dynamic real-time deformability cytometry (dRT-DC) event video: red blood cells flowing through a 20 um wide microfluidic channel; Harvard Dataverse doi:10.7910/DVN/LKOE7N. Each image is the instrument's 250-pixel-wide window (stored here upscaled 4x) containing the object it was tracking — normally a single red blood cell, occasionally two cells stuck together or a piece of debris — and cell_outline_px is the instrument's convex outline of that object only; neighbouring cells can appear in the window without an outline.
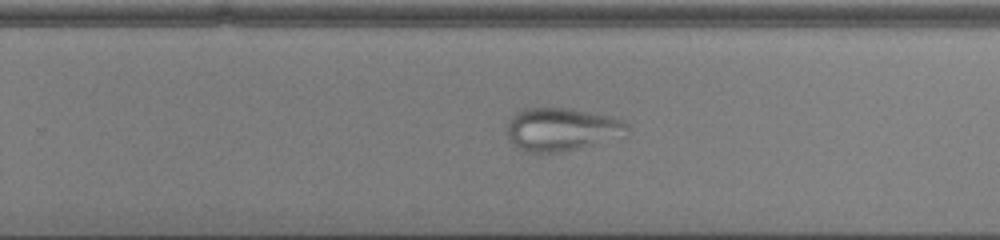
{"species": "common noctule bat (a hibernating species)", "species_latin": "Nyctalus noctula", "temperature_condition": "cold", "stored_images_in_passage": 44, "camera_frame_rate_fps": 3000, "um_per_image_px": 0.085, "animal": {"sex": "male", "body_mass_g": 13.0, "forearm_length_mm": 53.1}, "frame": {"image": 1, "passage_image": 26, "time_ms": 8.333, "image_size_px": [1000, 240], "cell_outline_px": [[628, 136], [580, 148], [556, 152], [524, 152], [512, 144], [508, 140], [504, 132], [512, 116], [516, 112], [524, 108], [572, 108], [612, 116], [624, 120], [628, 124]], "centroid_in_image_um": [47.76, 10.99], "position_along_channel_um": 282.0, "area_um2": 30.87}}
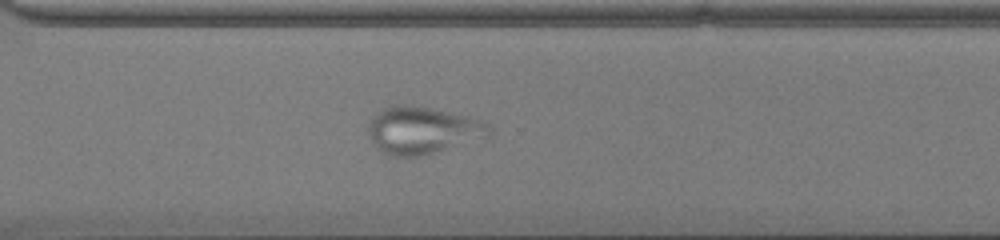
{"frame": {"image": 2, "passage_image": 30, "time_ms": 9.667, "image_size_px": [1000, 240], "cell_outline_px": [[492, 132], [488, 136], [436, 152], [420, 156], [388, 156], [376, 148], [368, 136], [368, 124], [384, 108], [396, 104], [408, 104], [468, 116], [484, 120], [492, 128]], "centroid_in_image_um": [35.91, 11.08], "position_along_channel_um": 334.7, "area_um2": 33.12}}
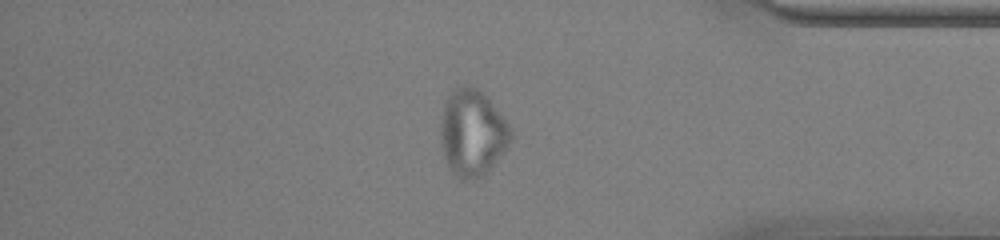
{"frame": {"image": 3, "passage_image": 36, "time_ms": 11.667, "image_size_px": [1000, 240], "cell_outline_px": [[512, 140], [488, 172], [476, 180], [460, 180], [452, 172], [444, 156], [440, 140], [440, 128], [444, 104], [448, 96], [460, 84], [468, 84], [480, 88], [484, 92], [512, 128]], "centroid_in_image_um": [40.16, 11.28], "position_along_channel_um": 395.0, "area_um2": 35.84}}